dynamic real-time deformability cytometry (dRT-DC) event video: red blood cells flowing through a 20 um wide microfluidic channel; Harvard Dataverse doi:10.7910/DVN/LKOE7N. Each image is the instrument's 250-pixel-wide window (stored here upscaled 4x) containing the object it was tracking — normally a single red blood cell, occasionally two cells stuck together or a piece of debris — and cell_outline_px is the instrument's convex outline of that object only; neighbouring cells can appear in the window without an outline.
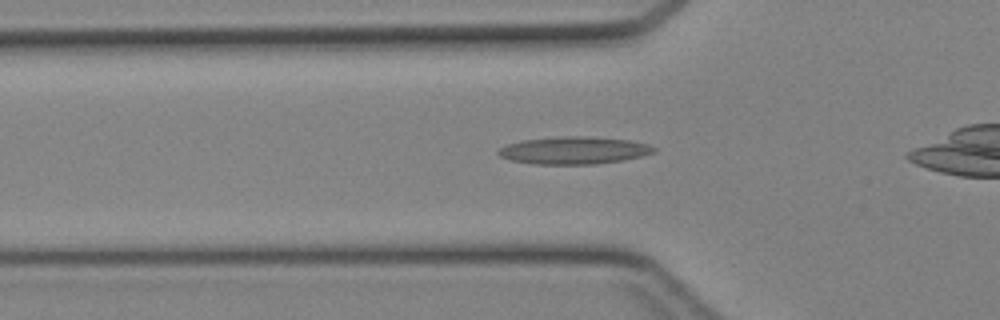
{"species": "Egyptian fruit bat (a non-hibernating species)", "species_latin": "Rousettus aegyptiacus", "temperature_condition": "cold", "stored_images_in_passage": 24, "camera_frame_rate_fps": 3000, "um_per_image_px": 0.085, "animal": {"sex": "female"}, "frame": {"image": 1, "passage_image": 11, "time_ms": 3.333, "image_size_px": [1000, 320], "cell_outline_px": [[656, 152], [640, 156], [620, 160], [596, 164], [532, 164], [512, 160], [500, 156], [496, 152], [500, 148], [508, 144], [524, 140], [560, 136], [588, 136], [628, 140], [648, 144], [656, 148]], "centroid_in_image_um": [48.78, 12.78], "position_along_channel_um": 77.0, "area_um2": 24.68}}
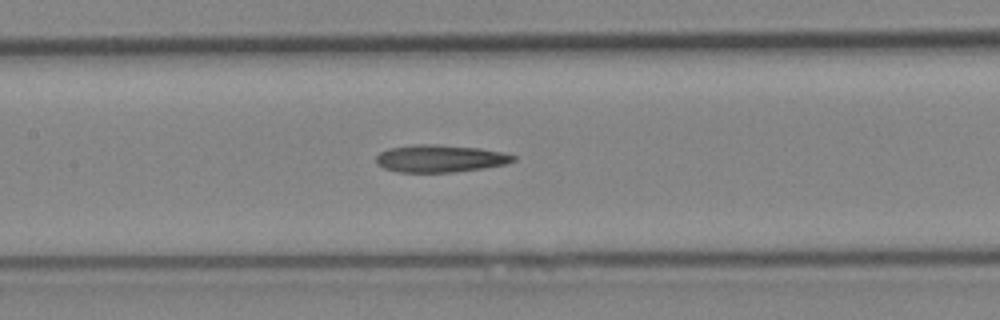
{"frame": {"image": 2, "passage_image": 17, "time_ms": 5.333, "image_size_px": [1000, 320], "cell_outline_px": [[516, 160], [504, 164], [484, 168], [452, 172], [396, 172], [384, 168], [376, 164], [376, 156], [380, 152], [388, 148], [412, 144], [436, 144], [480, 148], [504, 152], [516, 156]], "centroid_in_image_um": [37.38, 13.46], "position_along_channel_um": 170.0, "area_um2": 22.08}}
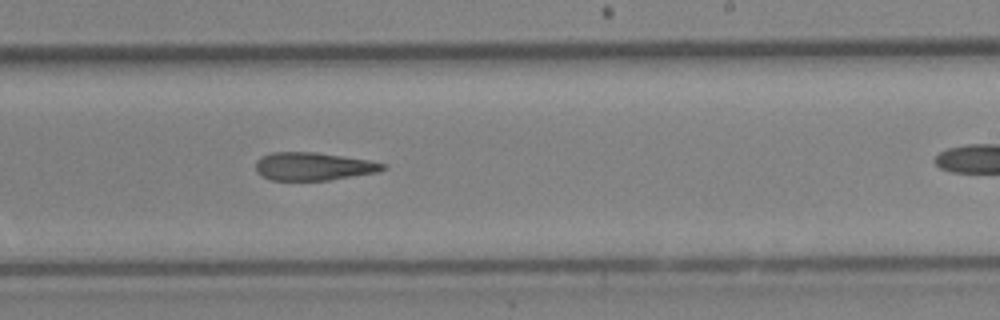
{"frame": {"image": 3, "passage_image": 23, "time_ms": 7.333, "image_size_px": [1000, 320], "cell_outline_px": [[388, 168], [376, 172], [328, 180], [272, 180], [256, 172], [256, 160], [272, 152], [316, 152], [368, 160], [388, 164]], "centroid_in_image_um": [26.65, 14.14], "position_along_channel_um": 262.3, "area_um2": 20.58}}